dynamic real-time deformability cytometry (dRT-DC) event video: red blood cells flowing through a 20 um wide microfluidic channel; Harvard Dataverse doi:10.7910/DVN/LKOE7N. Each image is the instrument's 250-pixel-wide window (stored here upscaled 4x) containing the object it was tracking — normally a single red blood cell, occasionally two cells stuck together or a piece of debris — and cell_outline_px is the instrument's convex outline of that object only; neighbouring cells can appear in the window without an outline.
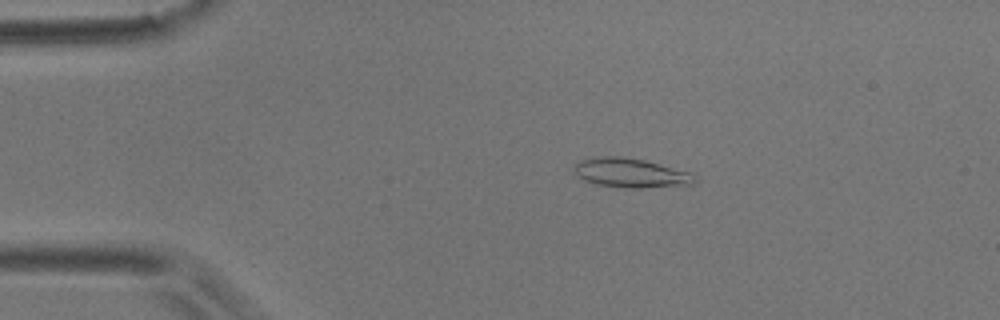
{"species": "common noctule bat (a hibernating species)", "species_latin": "Nyctalus noctula", "temperature_condition": "room temperature", "stored_images_in_passage": 46, "camera_frame_rate_fps": 3000, "um_per_image_px": 0.085, "animal": {"sex": "male", "body_mass_g": 17.9}, "frame": {"image": 1, "passage_image": 2, "time_ms": 0.333, "image_size_px": [1000, 320], "cell_outline_px": [[696, 180], [692, 184], [644, 188], [624, 188], [596, 184], [584, 180], [572, 168], [580, 160], [596, 156], [620, 156], [644, 160], [692, 172], [696, 176]], "centroid_in_image_um": [53.63, 14.69], "position_along_channel_um": 31.4, "area_um2": 20.63}}
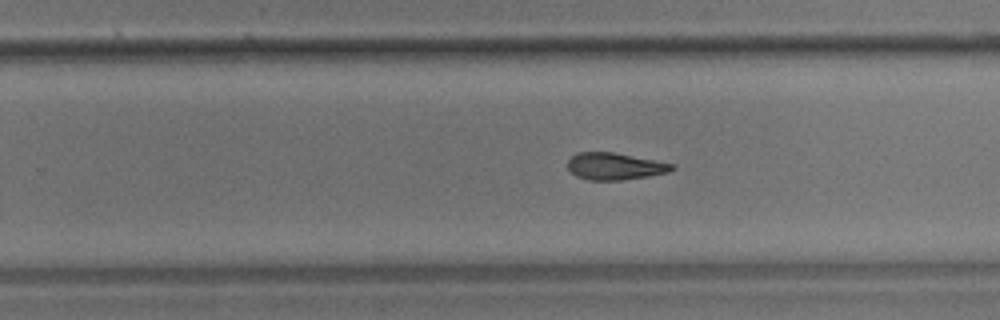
{"frame": {"image": 2, "passage_image": 26, "time_ms": 8.333, "image_size_px": [1000, 320], "cell_outline_px": [[676, 168], [668, 172], [648, 176], [620, 180], [588, 180], [576, 176], [568, 168], [568, 160], [576, 152], [612, 152], [656, 160], [676, 164]], "centroid_in_image_um": [52.28, 14.13], "position_along_channel_um": 277.5, "area_um2": 16.42}}
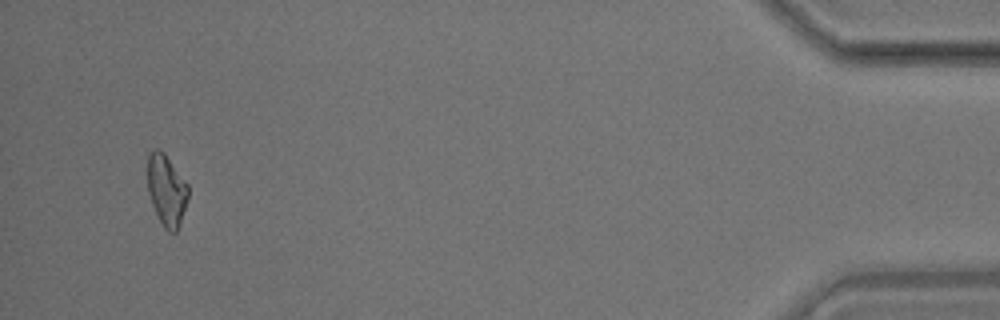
{"frame": {"image": 3, "passage_image": 44, "time_ms": 14.333, "image_size_px": [1000, 320], "cell_outline_px": [[188, 200], [180, 224], [176, 232], [168, 232], [164, 228], [152, 204], [148, 192], [148, 156], [156, 148], [160, 148], [164, 152], [188, 184]], "centroid_in_image_um": [14.17, 16.17], "position_along_channel_um": 421.0, "area_um2": 16.82}, "authors_computed_cell_mechanics": {"area_um2": 17.1955, "velocity_mm_per_s": 3.6647, "shape_relaxation_time_tau1_ms": 9.6365, "shape_relaxation_time_tau2_ms": 4.0616, "deformation_change_tau1": 0.2164, "deformation_change_tau2": 0.1104}}